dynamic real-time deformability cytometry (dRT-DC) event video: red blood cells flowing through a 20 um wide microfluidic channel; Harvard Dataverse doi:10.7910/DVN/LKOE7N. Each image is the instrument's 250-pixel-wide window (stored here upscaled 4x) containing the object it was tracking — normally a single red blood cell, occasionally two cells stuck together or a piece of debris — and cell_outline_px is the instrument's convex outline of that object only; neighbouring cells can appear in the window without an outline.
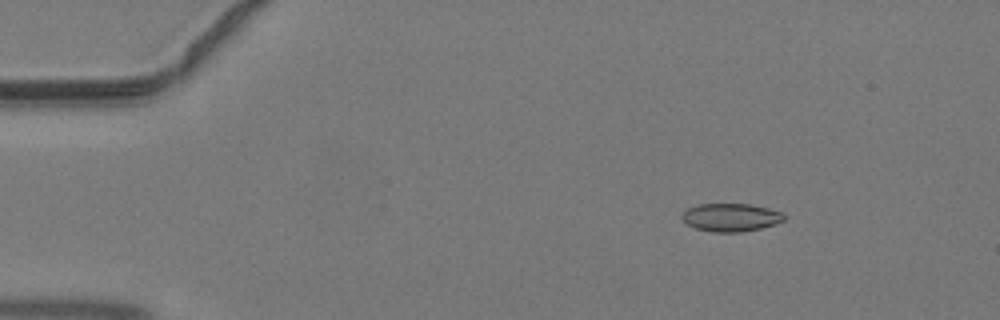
{"species": "common noctule bat (a hibernating species)", "species_latin": "Nyctalus noctula", "temperature_condition": "warm", "stored_images_in_passage": 11, "camera_frame_rate_fps": 3000, "um_per_image_px": 0.085, "animal": {"sex": "male", "body_mass_g": 19.2, "forearm_length_mm": 51.8}, "frame": {"image": 1, "passage_image": 1, "time_ms": 0.0, "image_size_px": [1000, 320], "cell_outline_px": [[784, 220], [776, 224], [760, 228], [740, 232], [712, 232], [696, 228], [688, 224], [680, 216], [688, 208], [696, 204], [752, 204], [768, 208], [780, 212], [784, 216]], "centroid_in_image_um": [62.11, 18.47], "position_along_channel_um": 22.9, "area_um2": 16.59}}
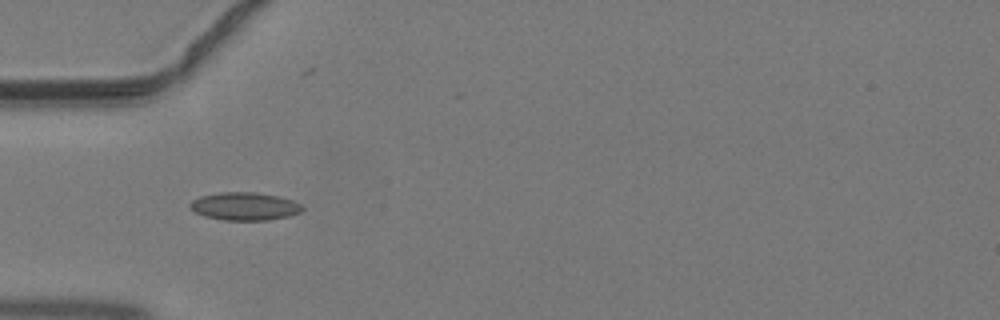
{"frame": {"image": 2, "passage_image": 9, "time_ms": 2.667, "image_size_px": [1000, 320], "cell_outline_px": [[304, 208], [300, 212], [288, 216], [268, 220], [224, 220], [204, 216], [196, 212], [188, 204], [192, 200], [200, 196], [220, 192], [256, 192], [280, 196], [292, 200], [300, 204]], "centroid_in_image_um": [20.8, 17.53], "position_along_channel_um": 64.2, "area_um2": 18.26}}